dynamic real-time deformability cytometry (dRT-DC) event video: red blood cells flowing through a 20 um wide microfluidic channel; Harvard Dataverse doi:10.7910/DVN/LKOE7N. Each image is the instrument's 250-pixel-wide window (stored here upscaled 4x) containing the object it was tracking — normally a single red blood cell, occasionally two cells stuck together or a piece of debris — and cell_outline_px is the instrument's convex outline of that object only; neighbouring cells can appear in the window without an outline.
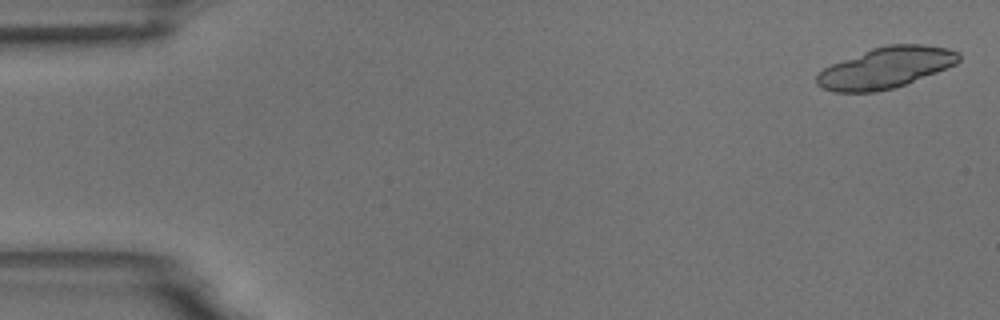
{"species": "common noctule bat (a hibernating species)", "species_latin": "Nyctalus noctula", "temperature_condition": "room temperature", "stored_images_in_passage": 23, "camera_frame_rate_fps": 3000, "um_per_image_px": 0.085, "animal": {"sex": "male", "body_mass_g": 18.8}, "frame": {"image": 1, "passage_image": 2, "time_ms": 0.333, "image_size_px": [1000, 320], "cell_outline_px": [[960, 60], [956, 64], [936, 72], [904, 84], [892, 88], [876, 92], [832, 92], [816, 84], [816, 76], [824, 68], [832, 64], [872, 48], [888, 44], [924, 44], [948, 48], [960, 52]], "centroid_in_image_um": [75.3, 5.75], "position_along_channel_um": 9.7, "area_um2": 33.7}}